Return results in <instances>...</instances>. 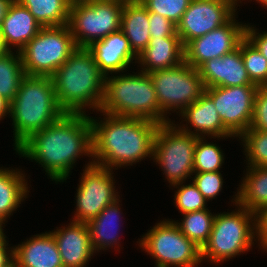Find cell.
<instances>
[{
  "label": "cell",
  "mask_w": 267,
  "mask_h": 267,
  "mask_svg": "<svg viewBox=\"0 0 267 267\" xmlns=\"http://www.w3.org/2000/svg\"><path fill=\"white\" fill-rule=\"evenodd\" d=\"M241 55L251 82L258 86H267V59L245 37L241 41Z\"/></svg>",
  "instance_id": "32"
},
{
  "label": "cell",
  "mask_w": 267,
  "mask_h": 267,
  "mask_svg": "<svg viewBox=\"0 0 267 267\" xmlns=\"http://www.w3.org/2000/svg\"><path fill=\"white\" fill-rule=\"evenodd\" d=\"M250 129L267 132V86L256 91Z\"/></svg>",
  "instance_id": "36"
},
{
  "label": "cell",
  "mask_w": 267,
  "mask_h": 267,
  "mask_svg": "<svg viewBox=\"0 0 267 267\" xmlns=\"http://www.w3.org/2000/svg\"><path fill=\"white\" fill-rule=\"evenodd\" d=\"M256 239L259 249L267 252V206L255 213Z\"/></svg>",
  "instance_id": "38"
},
{
  "label": "cell",
  "mask_w": 267,
  "mask_h": 267,
  "mask_svg": "<svg viewBox=\"0 0 267 267\" xmlns=\"http://www.w3.org/2000/svg\"><path fill=\"white\" fill-rule=\"evenodd\" d=\"M12 1L13 0H0V25Z\"/></svg>",
  "instance_id": "42"
},
{
  "label": "cell",
  "mask_w": 267,
  "mask_h": 267,
  "mask_svg": "<svg viewBox=\"0 0 267 267\" xmlns=\"http://www.w3.org/2000/svg\"><path fill=\"white\" fill-rule=\"evenodd\" d=\"M68 225L50 231L56 240L63 267H86L93 255L87 223L70 221Z\"/></svg>",
  "instance_id": "18"
},
{
  "label": "cell",
  "mask_w": 267,
  "mask_h": 267,
  "mask_svg": "<svg viewBox=\"0 0 267 267\" xmlns=\"http://www.w3.org/2000/svg\"><path fill=\"white\" fill-rule=\"evenodd\" d=\"M185 183L186 182H181L173 185V188L177 189V191H174L173 203L179 210V213L185 214L207 209L208 200L203 197L194 183Z\"/></svg>",
  "instance_id": "33"
},
{
  "label": "cell",
  "mask_w": 267,
  "mask_h": 267,
  "mask_svg": "<svg viewBox=\"0 0 267 267\" xmlns=\"http://www.w3.org/2000/svg\"><path fill=\"white\" fill-rule=\"evenodd\" d=\"M184 62V46L180 36L150 38L148 46L138 55L140 71L151 73L175 67Z\"/></svg>",
  "instance_id": "22"
},
{
  "label": "cell",
  "mask_w": 267,
  "mask_h": 267,
  "mask_svg": "<svg viewBox=\"0 0 267 267\" xmlns=\"http://www.w3.org/2000/svg\"><path fill=\"white\" fill-rule=\"evenodd\" d=\"M197 138L183 132L175 120L159 125L153 145V162L162 169L169 186L186 182L193 176Z\"/></svg>",
  "instance_id": "8"
},
{
  "label": "cell",
  "mask_w": 267,
  "mask_h": 267,
  "mask_svg": "<svg viewBox=\"0 0 267 267\" xmlns=\"http://www.w3.org/2000/svg\"><path fill=\"white\" fill-rule=\"evenodd\" d=\"M114 75L105 77L104 99L99 112L158 124L173 121L160 109L149 73L138 70V73Z\"/></svg>",
  "instance_id": "5"
},
{
  "label": "cell",
  "mask_w": 267,
  "mask_h": 267,
  "mask_svg": "<svg viewBox=\"0 0 267 267\" xmlns=\"http://www.w3.org/2000/svg\"><path fill=\"white\" fill-rule=\"evenodd\" d=\"M0 28L7 49L13 51L15 48L20 52L38 34L42 26L25 6L13 0Z\"/></svg>",
  "instance_id": "21"
},
{
  "label": "cell",
  "mask_w": 267,
  "mask_h": 267,
  "mask_svg": "<svg viewBox=\"0 0 267 267\" xmlns=\"http://www.w3.org/2000/svg\"><path fill=\"white\" fill-rule=\"evenodd\" d=\"M237 188V203L256 213L267 206V166L247 167Z\"/></svg>",
  "instance_id": "26"
},
{
  "label": "cell",
  "mask_w": 267,
  "mask_h": 267,
  "mask_svg": "<svg viewBox=\"0 0 267 267\" xmlns=\"http://www.w3.org/2000/svg\"><path fill=\"white\" fill-rule=\"evenodd\" d=\"M10 168L0 167V220L5 223L30 192L25 172Z\"/></svg>",
  "instance_id": "25"
},
{
  "label": "cell",
  "mask_w": 267,
  "mask_h": 267,
  "mask_svg": "<svg viewBox=\"0 0 267 267\" xmlns=\"http://www.w3.org/2000/svg\"><path fill=\"white\" fill-rule=\"evenodd\" d=\"M42 27L68 25L70 3L67 0H17Z\"/></svg>",
  "instance_id": "27"
},
{
  "label": "cell",
  "mask_w": 267,
  "mask_h": 267,
  "mask_svg": "<svg viewBox=\"0 0 267 267\" xmlns=\"http://www.w3.org/2000/svg\"><path fill=\"white\" fill-rule=\"evenodd\" d=\"M16 52V53H15ZM0 55V94L12 101L26 75L19 51Z\"/></svg>",
  "instance_id": "29"
},
{
  "label": "cell",
  "mask_w": 267,
  "mask_h": 267,
  "mask_svg": "<svg viewBox=\"0 0 267 267\" xmlns=\"http://www.w3.org/2000/svg\"><path fill=\"white\" fill-rule=\"evenodd\" d=\"M118 1L125 3V2L130 1V0H118Z\"/></svg>",
  "instance_id": "49"
},
{
  "label": "cell",
  "mask_w": 267,
  "mask_h": 267,
  "mask_svg": "<svg viewBox=\"0 0 267 267\" xmlns=\"http://www.w3.org/2000/svg\"><path fill=\"white\" fill-rule=\"evenodd\" d=\"M3 267H18L17 262L15 261V259L13 258L8 264H6Z\"/></svg>",
  "instance_id": "45"
},
{
  "label": "cell",
  "mask_w": 267,
  "mask_h": 267,
  "mask_svg": "<svg viewBox=\"0 0 267 267\" xmlns=\"http://www.w3.org/2000/svg\"><path fill=\"white\" fill-rule=\"evenodd\" d=\"M237 13L224 25L184 46V62L198 69L204 62L237 49L245 38L246 23L238 22Z\"/></svg>",
  "instance_id": "15"
},
{
  "label": "cell",
  "mask_w": 267,
  "mask_h": 267,
  "mask_svg": "<svg viewBox=\"0 0 267 267\" xmlns=\"http://www.w3.org/2000/svg\"><path fill=\"white\" fill-rule=\"evenodd\" d=\"M8 246L7 239L0 245V267L5 266L13 259V247Z\"/></svg>",
  "instance_id": "40"
},
{
  "label": "cell",
  "mask_w": 267,
  "mask_h": 267,
  "mask_svg": "<svg viewBox=\"0 0 267 267\" xmlns=\"http://www.w3.org/2000/svg\"><path fill=\"white\" fill-rule=\"evenodd\" d=\"M258 86L205 88L223 125L237 138L250 128Z\"/></svg>",
  "instance_id": "13"
},
{
  "label": "cell",
  "mask_w": 267,
  "mask_h": 267,
  "mask_svg": "<svg viewBox=\"0 0 267 267\" xmlns=\"http://www.w3.org/2000/svg\"><path fill=\"white\" fill-rule=\"evenodd\" d=\"M238 140L243 145L246 167L267 166V132L249 128Z\"/></svg>",
  "instance_id": "30"
},
{
  "label": "cell",
  "mask_w": 267,
  "mask_h": 267,
  "mask_svg": "<svg viewBox=\"0 0 267 267\" xmlns=\"http://www.w3.org/2000/svg\"><path fill=\"white\" fill-rule=\"evenodd\" d=\"M182 122L176 124L183 132L210 139L236 138L224 125L212 99L204 93L180 114ZM188 123V124H187ZM190 124V125H189ZM189 125V126H188ZM193 129V131H192ZM223 137V138H222Z\"/></svg>",
  "instance_id": "16"
},
{
  "label": "cell",
  "mask_w": 267,
  "mask_h": 267,
  "mask_svg": "<svg viewBox=\"0 0 267 267\" xmlns=\"http://www.w3.org/2000/svg\"><path fill=\"white\" fill-rule=\"evenodd\" d=\"M70 4L81 3V2H89L91 0H67Z\"/></svg>",
  "instance_id": "47"
},
{
  "label": "cell",
  "mask_w": 267,
  "mask_h": 267,
  "mask_svg": "<svg viewBox=\"0 0 267 267\" xmlns=\"http://www.w3.org/2000/svg\"><path fill=\"white\" fill-rule=\"evenodd\" d=\"M231 202L236 206L234 210L215 216L209 239L201 249L204 262L220 265L248 252L257 243L255 213L237 203V194Z\"/></svg>",
  "instance_id": "6"
},
{
  "label": "cell",
  "mask_w": 267,
  "mask_h": 267,
  "mask_svg": "<svg viewBox=\"0 0 267 267\" xmlns=\"http://www.w3.org/2000/svg\"><path fill=\"white\" fill-rule=\"evenodd\" d=\"M237 6H239L240 7V5H239V3H241L242 4V1H244V0H232ZM246 1V0H245Z\"/></svg>",
  "instance_id": "48"
},
{
  "label": "cell",
  "mask_w": 267,
  "mask_h": 267,
  "mask_svg": "<svg viewBox=\"0 0 267 267\" xmlns=\"http://www.w3.org/2000/svg\"><path fill=\"white\" fill-rule=\"evenodd\" d=\"M90 114L65 113L57 121L32 134L15 151L36 162L58 184L66 182L81 156L93 157Z\"/></svg>",
  "instance_id": "1"
},
{
  "label": "cell",
  "mask_w": 267,
  "mask_h": 267,
  "mask_svg": "<svg viewBox=\"0 0 267 267\" xmlns=\"http://www.w3.org/2000/svg\"><path fill=\"white\" fill-rule=\"evenodd\" d=\"M192 0H140L149 12L160 14L177 25Z\"/></svg>",
  "instance_id": "34"
},
{
  "label": "cell",
  "mask_w": 267,
  "mask_h": 267,
  "mask_svg": "<svg viewBox=\"0 0 267 267\" xmlns=\"http://www.w3.org/2000/svg\"><path fill=\"white\" fill-rule=\"evenodd\" d=\"M210 211L207 208L188 212L181 215L183 216L181 222L175 221L181 232L201 249L209 239L216 216V213L213 214Z\"/></svg>",
  "instance_id": "28"
},
{
  "label": "cell",
  "mask_w": 267,
  "mask_h": 267,
  "mask_svg": "<svg viewBox=\"0 0 267 267\" xmlns=\"http://www.w3.org/2000/svg\"><path fill=\"white\" fill-rule=\"evenodd\" d=\"M245 37L258 49L267 59V32L259 33L258 29L250 23L246 24Z\"/></svg>",
  "instance_id": "39"
},
{
  "label": "cell",
  "mask_w": 267,
  "mask_h": 267,
  "mask_svg": "<svg viewBox=\"0 0 267 267\" xmlns=\"http://www.w3.org/2000/svg\"><path fill=\"white\" fill-rule=\"evenodd\" d=\"M149 33L151 38L179 36L174 23L154 12H149Z\"/></svg>",
  "instance_id": "37"
},
{
  "label": "cell",
  "mask_w": 267,
  "mask_h": 267,
  "mask_svg": "<svg viewBox=\"0 0 267 267\" xmlns=\"http://www.w3.org/2000/svg\"><path fill=\"white\" fill-rule=\"evenodd\" d=\"M149 74L156 91L158 105L166 116L169 114L168 118L171 114L169 111L177 112L179 116L205 93L199 70L185 62Z\"/></svg>",
  "instance_id": "11"
},
{
  "label": "cell",
  "mask_w": 267,
  "mask_h": 267,
  "mask_svg": "<svg viewBox=\"0 0 267 267\" xmlns=\"http://www.w3.org/2000/svg\"><path fill=\"white\" fill-rule=\"evenodd\" d=\"M194 177H191L192 182L198 188L208 202L215 199L223 187V176L220 171L217 172H194Z\"/></svg>",
  "instance_id": "35"
},
{
  "label": "cell",
  "mask_w": 267,
  "mask_h": 267,
  "mask_svg": "<svg viewBox=\"0 0 267 267\" xmlns=\"http://www.w3.org/2000/svg\"><path fill=\"white\" fill-rule=\"evenodd\" d=\"M65 112L59 106L49 76L25 75L11 101L14 150L32 134L57 121Z\"/></svg>",
  "instance_id": "4"
},
{
  "label": "cell",
  "mask_w": 267,
  "mask_h": 267,
  "mask_svg": "<svg viewBox=\"0 0 267 267\" xmlns=\"http://www.w3.org/2000/svg\"><path fill=\"white\" fill-rule=\"evenodd\" d=\"M87 49L105 76L127 72L130 65L136 64L138 59L121 29L94 41Z\"/></svg>",
  "instance_id": "17"
},
{
  "label": "cell",
  "mask_w": 267,
  "mask_h": 267,
  "mask_svg": "<svg viewBox=\"0 0 267 267\" xmlns=\"http://www.w3.org/2000/svg\"><path fill=\"white\" fill-rule=\"evenodd\" d=\"M76 49L68 25L42 27L20 51L24 72L51 77Z\"/></svg>",
  "instance_id": "9"
},
{
  "label": "cell",
  "mask_w": 267,
  "mask_h": 267,
  "mask_svg": "<svg viewBox=\"0 0 267 267\" xmlns=\"http://www.w3.org/2000/svg\"><path fill=\"white\" fill-rule=\"evenodd\" d=\"M137 243L154 258V267H198L202 262L201 248L181 232L173 219L158 221Z\"/></svg>",
  "instance_id": "7"
},
{
  "label": "cell",
  "mask_w": 267,
  "mask_h": 267,
  "mask_svg": "<svg viewBox=\"0 0 267 267\" xmlns=\"http://www.w3.org/2000/svg\"><path fill=\"white\" fill-rule=\"evenodd\" d=\"M5 222L0 220V245L6 240V238H8L5 234H4V227H5Z\"/></svg>",
  "instance_id": "43"
},
{
  "label": "cell",
  "mask_w": 267,
  "mask_h": 267,
  "mask_svg": "<svg viewBox=\"0 0 267 267\" xmlns=\"http://www.w3.org/2000/svg\"><path fill=\"white\" fill-rule=\"evenodd\" d=\"M123 2L91 0L70 5L68 26L77 47H88L121 29Z\"/></svg>",
  "instance_id": "10"
},
{
  "label": "cell",
  "mask_w": 267,
  "mask_h": 267,
  "mask_svg": "<svg viewBox=\"0 0 267 267\" xmlns=\"http://www.w3.org/2000/svg\"><path fill=\"white\" fill-rule=\"evenodd\" d=\"M11 101L0 94V121L10 116Z\"/></svg>",
  "instance_id": "41"
},
{
  "label": "cell",
  "mask_w": 267,
  "mask_h": 267,
  "mask_svg": "<svg viewBox=\"0 0 267 267\" xmlns=\"http://www.w3.org/2000/svg\"><path fill=\"white\" fill-rule=\"evenodd\" d=\"M254 1L261 4L262 5L261 7H265V9L267 8V0H254Z\"/></svg>",
  "instance_id": "46"
},
{
  "label": "cell",
  "mask_w": 267,
  "mask_h": 267,
  "mask_svg": "<svg viewBox=\"0 0 267 267\" xmlns=\"http://www.w3.org/2000/svg\"><path fill=\"white\" fill-rule=\"evenodd\" d=\"M113 174V170L96 165L93 160L85 164L75 194L76 211L72 221L88 223L120 198Z\"/></svg>",
  "instance_id": "12"
},
{
  "label": "cell",
  "mask_w": 267,
  "mask_h": 267,
  "mask_svg": "<svg viewBox=\"0 0 267 267\" xmlns=\"http://www.w3.org/2000/svg\"><path fill=\"white\" fill-rule=\"evenodd\" d=\"M205 88L256 86L251 82L241 55V42L237 49L222 57L207 60L198 68Z\"/></svg>",
  "instance_id": "19"
},
{
  "label": "cell",
  "mask_w": 267,
  "mask_h": 267,
  "mask_svg": "<svg viewBox=\"0 0 267 267\" xmlns=\"http://www.w3.org/2000/svg\"><path fill=\"white\" fill-rule=\"evenodd\" d=\"M105 75L86 47H77L51 76L59 106L65 113L99 112L105 91Z\"/></svg>",
  "instance_id": "3"
},
{
  "label": "cell",
  "mask_w": 267,
  "mask_h": 267,
  "mask_svg": "<svg viewBox=\"0 0 267 267\" xmlns=\"http://www.w3.org/2000/svg\"><path fill=\"white\" fill-rule=\"evenodd\" d=\"M198 137L194 151V172H217L224 164L225 154L216 143ZM224 154V155H223Z\"/></svg>",
  "instance_id": "31"
},
{
  "label": "cell",
  "mask_w": 267,
  "mask_h": 267,
  "mask_svg": "<svg viewBox=\"0 0 267 267\" xmlns=\"http://www.w3.org/2000/svg\"><path fill=\"white\" fill-rule=\"evenodd\" d=\"M13 258L18 267H63L56 240L50 231L33 235L13 246Z\"/></svg>",
  "instance_id": "20"
},
{
  "label": "cell",
  "mask_w": 267,
  "mask_h": 267,
  "mask_svg": "<svg viewBox=\"0 0 267 267\" xmlns=\"http://www.w3.org/2000/svg\"><path fill=\"white\" fill-rule=\"evenodd\" d=\"M9 51L4 43L2 31L0 28V55H3L5 52Z\"/></svg>",
  "instance_id": "44"
},
{
  "label": "cell",
  "mask_w": 267,
  "mask_h": 267,
  "mask_svg": "<svg viewBox=\"0 0 267 267\" xmlns=\"http://www.w3.org/2000/svg\"><path fill=\"white\" fill-rule=\"evenodd\" d=\"M120 198L114 203L107 205L94 219L87 223L90 240L95 252L117 248L119 252V228L121 226L122 210ZM117 246V247H116Z\"/></svg>",
  "instance_id": "23"
},
{
  "label": "cell",
  "mask_w": 267,
  "mask_h": 267,
  "mask_svg": "<svg viewBox=\"0 0 267 267\" xmlns=\"http://www.w3.org/2000/svg\"><path fill=\"white\" fill-rule=\"evenodd\" d=\"M100 114L103 118L98 117V120L89 116L94 164L118 170L147 157L153 159L154 139L160 124L141 118Z\"/></svg>",
  "instance_id": "2"
},
{
  "label": "cell",
  "mask_w": 267,
  "mask_h": 267,
  "mask_svg": "<svg viewBox=\"0 0 267 267\" xmlns=\"http://www.w3.org/2000/svg\"><path fill=\"white\" fill-rule=\"evenodd\" d=\"M237 7L232 0H192L176 25L183 46L226 24L238 13Z\"/></svg>",
  "instance_id": "14"
},
{
  "label": "cell",
  "mask_w": 267,
  "mask_h": 267,
  "mask_svg": "<svg viewBox=\"0 0 267 267\" xmlns=\"http://www.w3.org/2000/svg\"><path fill=\"white\" fill-rule=\"evenodd\" d=\"M121 30L133 52L138 56L149 44V11L140 0H130L123 4Z\"/></svg>",
  "instance_id": "24"
}]
</instances>
